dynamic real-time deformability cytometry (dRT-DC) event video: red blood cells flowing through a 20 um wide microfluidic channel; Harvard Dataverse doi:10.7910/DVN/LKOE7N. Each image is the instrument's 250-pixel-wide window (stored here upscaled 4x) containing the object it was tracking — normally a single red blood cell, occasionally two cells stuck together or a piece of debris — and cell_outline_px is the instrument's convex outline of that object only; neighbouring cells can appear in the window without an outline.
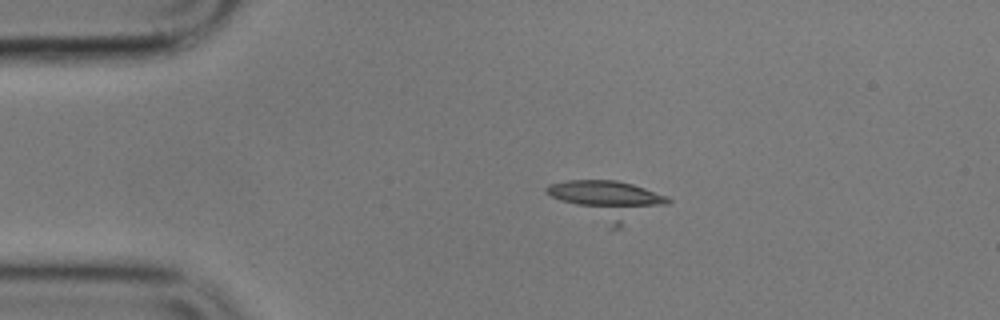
{"species": "common noctule bat (a hibernating species)", "species_latin": "Nyctalus noctula", "temperature_condition": "cold", "stored_images_in_passage": 10, "camera_frame_rate_fps": 3000, "um_per_image_px": 0.085, "animal": {"sex": "male", "body_mass_g": 17.9}, "frame": {"image": 1, "passage_image": 3, "time_ms": 2.333, "image_size_px": [1000, 320], "cell_outline_px": [[672, 200], [668, 204], [620, 228], [608, 228], [544, 192], [544, 188], [548, 184], [568, 180], [616, 180], [632, 184], [668, 196]], "centroid_in_image_um": [51.67, 17.02], "position_along_channel_um": 33.3, "area_um2": 27.34}}
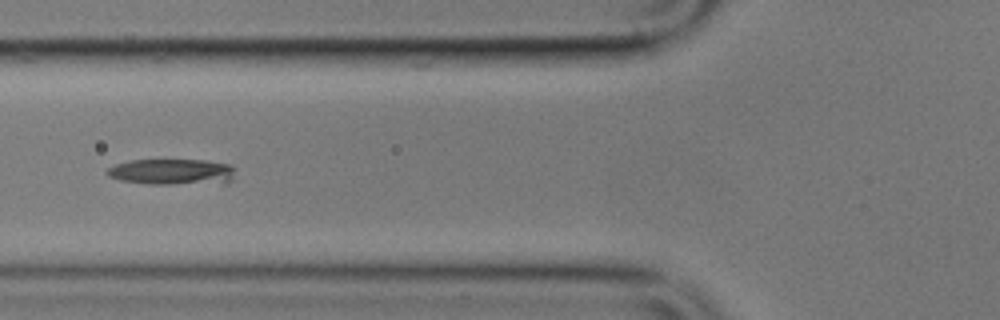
{"frame": {"image": 2, "passage_image": 6, "time_ms": 5.667, "image_size_px": [1000, 320], "cell_outline_px": [[236, 168], [232, 180], [228, 184], [148, 184], [120, 180], [108, 176], [104, 172], [108, 168], [116, 164], [132, 160], [204, 160], [232, 164]], "centroid_in_image_um": [14.71, 14.62], "position_along_channel_um": 111.1, "area_um2": 19.88}}
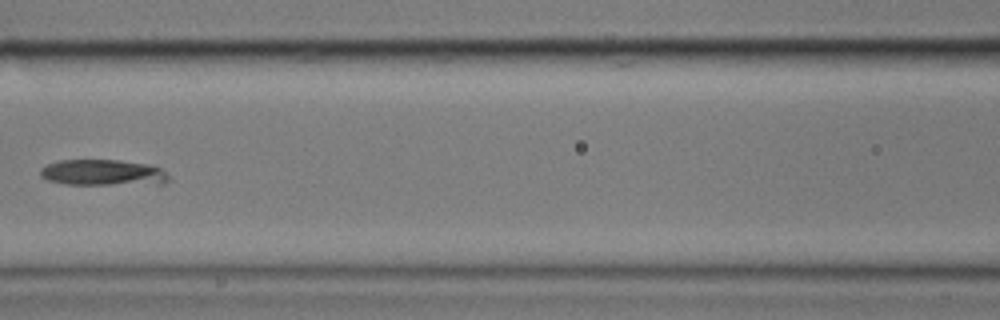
{"frame": {"image": 3, "passage_image": 7, "time_ms": 7.0, "image_size_px": [1000, 320], "cell_outline_px": [[172, 180], [164, 184], [64, 184], [48, 180], [40, 176], [40, 168], [48, 164], [60, 160], [120, 160], [152, 164], [160, 168]], "centroid_in_image_um": [8.79, 14.67], "position_along_channel_um": 157.8, "area_um2": 19.65}}